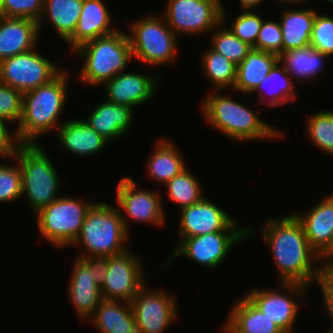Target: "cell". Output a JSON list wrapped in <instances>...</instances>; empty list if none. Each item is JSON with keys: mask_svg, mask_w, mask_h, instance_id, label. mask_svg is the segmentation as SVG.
<instances>
[{"mask_svg": "<svg viewBox=\"0 0 333 333\" xmlns=\"http://www.w3.org/2000/svg\"><path fill=\"white\" fill-rule=\"evenodd\" d=\"M266 219L259 230L248 225V240L259 234L279 283H298L312 288L324 261L308 243L301 222L292 212Z\"/></svg>", "mask_w": 333, "mask_h": 333, "instance_id": "obj_1", "label": "cell"}, {"mask_svg": "<svg viewBox=\"0 0 333 333\" xmlns=\"http://www.w3.org/2000/svg\"><path fill=\"white\" fill-rule=\"evenodd\" d=\"M229 93L231 90H211L201 99L198 110L209 128L239 144L285 140V130L268 123L260 116V111L264 112L262 107L259 111H254L251 104L238 101Z\"/></svg>", "mask_w": 333, "mask_h": 333, "instance_id": "obj_2", "label": "cell"}, {"mask_svg": "<svg viewBox=\"0 0 333 333\" xmlns=\"http://www.w3.org/2000/svg\"><path fill=\"white\" fill-rule=\"evenodd\" d=\"M70 68H64L48 83L23 94L22 116L15 128L20 143H41L44 136L56 133L68 119L63 114H67L65 109L69 107L68 87L73 76Z\"/></svg>", "mask_w": 333, "mask_h": 333, "instance_id": "obj_3", "label": "cell"}, {"mask_svg": "<svg viewBox=\"0 0 333 333\" xmlns=\"http://www.w3.org/2000/svg\"><path fill=\"white\" fill-rule=\"evenodd\" d=\"M69 55L75 56V61L78 59L77 64L81 65L77 81L95 89L127 71L134 60L127 32L123 28L89 41Z\"/></svg>", "mask_w": 333, "mask_h": 333, "instance_id": "obj_4", "label": "cell"}, {"mask_svg": "<svg viewBox=\"0 0 333 333\" xmlns=\"http://www.w3.org/2000/svg\"><path fill=\"white\" fill-rule=\"evenodd\" d=\"M46 151L41 143H21L13 156L21 170L22 200L32 216L62 196L65 178Z\"/></svg>", "mask_w": 333, "mask_h": 333, "instance_id": "obj_5", "label": "cell"}, {"mask_svg": "<svg viewBox=\"0 0 333 333\" xmlns=\"http://www.w3.org/2000/svg\"><path fill=\"white\" fill-rule=\"evenodd\" d=\"M113 203L97 200L87 212L81 232L72 248H79L75 257H111L129 249L131 239Z\"/></svg>", "mask_w": 333, "mask_h": 333, "instance_id": "obj_6", "label": "cell"}, {"mask_svg": "<svg viewBox=\"0 0 333 333\" xmlns=\"http://www.w3.org/2000/svg\"><path fill=\"white\" fill-rule=\"evenodd\" d=\"M127 32L134 61L148 66H172L179 58V37L159 13L128 21Z\"/></svg>", "mask_w": 333, "mask_h": 333, "instance_id": "obj_7", "label": "cell"}, {"mask_svg": "<svg viewBox=\"0 0 333 333\" xmlns=\"http://www.w3.org/2000/svg\"><path fill=\"white\" fill-rule=\"evenodd\" d=\"M97 200L62 195L33 217L41 239L55 249H69L79 236L87 212Z\"/></svg>", "mask_w": 333, "mask_h": 333, "instance_id": "obj_8", "label": "cell"}, {"mask_svg": "<svg viewBox=\"0 0 333 333\" xmlns=\"http://www.w3.org/2000/svg\"><path fill=\"white\" fill-rule=\"evenodd\" d=\"M248 239V231H219L185 239H175L172 251L157 270H167L178 259L187 258L197 265L216 270L230 252ZM177 240V241H176ZM244 241V242H243Z\"/></svg>", "mask_w": 333, "mask_h": 333, "instance_id": "obj_9", "label": "cell"}, {"mask_svg": "<svg viewBox=\"0 0 333 333\" xmlns=\"http://www.w3.org/2000/svg\"><path fill=\"white\" fill-rule=\"evenodd\" d=\"M116 185V196H114L116 201L113 202L116 203L123 225L129 234L130 222L151 225L155 228L165 227L168 212L165 210L167 207L160 189L140 187L135 178L127 175L122 176Z\"/></svg>", "mask_w": 333, "mask_h": 333, "instance_id": "obj_10", "label": "cell"}, {"mask_svg": "<svg viewBox=\"0 0 333 333\" xmlns=\"http://www.w3.org/2000/svg\"><path fill=\"white\" fill-rule=\"evenodd\" d=\"M278 285L279 289L251 287L244 295L284 333L295 332L301 303L310 287L298 283Z\"/></svg>", "mask_w": 333, "mask_h": 333, "instance_id": "obj_11", "label": "cell"}, {"mask_svg": "<svg viewBox=\"0 0 333 333\" xmlns=\"http://www.w3.org/2000/svg\"><path fill=\"white\" fill-rule=\"evenodd\" d=\"M160 13L179 37H203L222 21V0H165Z\"/></svg>", "mask_w": 333, "mask_h": 333, "instance_id": "obj_12", "label": "cell"}, {"mask_svg": "<svg viewBox=\"0 0 333 333\" xmlns=\"http://www.w3.org/2000/svg\"><path fill=\"white\" fill-rule=\"evenodd\" d=\"M171 290L147 282L131 303L138 333H166L178 323V300Z\"/></svg>", "mask_w": 333, "mask_h": 333, "instance_id": "obj_13", "label": "cell"}, {"mask_svg": "<svg viewBox=\"0 0 333 333\" xmlns=\"http://www.w3.org/2000/svg\"><path fill=\"white\" fill-rule=\"evenodd\" d=\"M39 47L0 61V82L24 94L55 78L65 66L43 55Z\"/></svg>", "mask_w": 333, "mask_h": 333, "instance_id": "obj_14", "label": "cell"}, {"mask_svg": "<svg viewBox=\"0 0 333 333\" xmlns=\"http://www.w3.org/2000/svg\"><path fill=\"white\" fill-rule=\"evenodd\" d=\"M177 214L176 239L219 231H248V224L239 222V219L206 196L196 204L179 210Z\"/></svg>", "mask_w": 333, "mask_h": 333, "instance_id": "obj_15", "label": "cell"}, {"mask_svg": "<svg viewBox=\"0 0 333 333\" xmlns=\"http://www.w3.org/2000/svg\"><path fill=\"white\" fill-rule=\"evenodd\" d=\"M131 247L124 253L108 257V270L100 286L102 299L131 302L148 282L143 259Z\"/></svg>", "mask_w": 333, "mask_h": 333, "instance_id": "obj_16", "label": "cell"}, {"mask_svg": "<svg viewBox=\"0 0 333 333\" xmlns=\"http://www.w3.org/2000/svg\"><path fill=\"white\" fill-rule=\"evenodd\" d=\"M153 73V74H151ZM150 74L137 71H124L117 74L103 86L104 98L115 104L132 108L135 112L155 99L163 79L162 72Z\"/></svg>", "mask_w": 333, "mask_h": 333, "instance_id": "obj_17", "label": "cell"}, {"mask_svg": "<svg viewBox=\"0 0 333 333\" xmlns=\"http://www.w3.org/2000/svg\"><path fill=\"white\" fill-rule=\"evenodd\" d=\"M320 199L292 213L301 222L310 246L323 260H333V191Z\"/></svg>", "mask_w": 333, "mask_h": 333, "instance_id": "obj_18", "label": "cell"}, {"mask_svg": "<svg viewBox=\"0 0 333 333\" xmlns=\"http://www.w3.org/2000/svg\"><path fill=\"white\" fill-rule=\"evenodd\" d=\"M72 262L67 288H65L66 298L78 319L87 322L102 300L101 289L88 265L81 258L75 257Z\"/></svg>", "mask_w": 333, "mask_h": 333, "instance_id": "obj_19", "label": "cell"}, {"mask_svg": "<svg viewBox=\"0 0 333 333\" xmlns=\"http://www.w3.org/2000/svg\"><path fill=\"white\" fill-rule=\"evenodd\" d=\"M54 135L57 148L77 158L97 156L112 145L79 117L68 118L58 127Z\"/></svg>", "mask_w": 333, "mask_h": 333, "instance_id": "obj_20", "label": "cell"}, {"mask_svg": "<svg viewBox=\"0 0 333 333\" xmlns=\"http://www.w3.org/2000/svg\"><path fill=\"white\" fill-rule=\"evenodd\" d=\"M102 99L82 119L113 144L130 133L135 125L136 112L130 107L107 101L104 97Z\"/></svg>", "mask_w": 333, "mask_h": 333, "instance_id": "obj_21", "label": "cell"}, {"mask_svg": "<svg viewBox=\"0 0 333 333\" xmlns=\"http://www.w3.org/2000/svg\"><path fill=\"white\" fill-rule=\"evenodd\" d=\"M104 0H83L82 12L76 29L72 36L65 42L67 52H73L83 44L98 37L114 33L117 27L113 21V14L107 8ZM115 24V25H114Z\"/></svg>", "mask_w": 333, "mask_h": 333, "instance_id": "obj_22", "label": "cell"}, {"mask_svg": "<svg viewBox=\"0 0 333 333\" xmlns=\"http://www.w3.org/2000/svg\"><path fill=\"white\" fill-rule=\"evenodd\" d=\"M145 163V177L157 185L164 186L179 175L189 164L178 144L168 137H158Z\"/></svg>", "mask_w": 333, "mask_h": 333, "instance_id": "obj_23", "label": "cell"}, {"mask_svg": "<svg viewBox=\"0 0 333 333\" xmlns=\"http://www.w3.org/2000/svg\"><path fill=\"white\" fill-rule=\"evenodd\" d=\"M40 40L38 21L0 16V61L37 47Z\"/></svg>", "mask_w": 333, "mask_h": 333, "instance_id": "obj_24", "label": "cell"}, {"mask_svg": "<svg viewBox=\"0 0 333 333\" xmlns=\"http://www.w3.org/2000/svg\"><path fill=\"white\" fill-rule=\"evenodd\" d=\"M330 57L314 49L311 45L289 49L279 55V63L298 85L317 83L323 79ZM315 81V82H314ZM298 82V83H297ZM302 83V85H301Z\"/></svg>", "mask_w": 333, "mask_h": 333, "instance_id": "obj_25", "label": "cell"}, {"mask_svg": "<svg viewBox=\"0 0 333 333\" xmlns=\"http://www.w3.org/2000/svg\"><path fill=\"white\" fill-rule=\"evenodd\" d=\"M296 87L292 77L278 62L250 94L253 97L258 93L257 103L254 104L253 99L249 100V103L253 102L252 106L265 105L262 107L264 110L266 108H269V110L278 109V107L282 110L287 104L293 107V103H296L299 98Z\"/></svg>", "mask_w": 333, "mask_h": 333, "instance_id": "obj_26", "label": "cell"}, {"mask_svg": "<svg viewBox=\"0 0 333 333\" xmlns=\"http://www.w3.org/2000/svg\"><path fill=\"white\" fill-rule=\"evenodd\" d=\"M222 333H284L266 317L244 294L236 298L229 308Z\"/></svg>", "mask_w": 333, "mask_h": 333, "instance_id": "obj_27", "label": "cell"}, {"mask_svg": "<svg viewBox=\"0 0 333 333\" xmlns=\"http://www.w3.org/2000/svg\"><path fill=\"white\" fill-rule=\"evenodd\" d=\"M297 7V8H296ZM279 11L283 52L310 45V36L317 10L311 7L285 6Z\"/></svg>", "mask_w": 333, "mask_h": 333, "instance_id": "obj_28", "label": "cell"}, {"mask_svg": "<svg viewBox=\"0 0 333 333\" xmlns=\"http://www.w3.org/2000/svg\"><path fill=\"white\" fill-rule=\"evenodd\" d=\"M97 333H138L131 303L102 299L87 321Z\"/></svg>", "mask_w": 333, "mask_h": 333, "instance_id": "obj_29", "label": "cell"}, {"mask_svg": "<svg viewBox=\"0 0 333 333\" xmlns=\"http://www.w3.org/2000/svg\"><path fill=\"white\" fill-rule=\"evenodd\" d=\"M278 62L277 54L252 49L237 66L236 80L231 92L249 97Z\"/></svg>", "mask_w": 333, "mask_h": 333, "instance_id": "obj_30", "label": "cell"}, {"mask_svg": "<svg viewBox=\"0 0 333 333\" xmlns=\"http://www.w3.org/2000/svg\"><path fill=\"white\" fill-rule=\"evenodd\" d=\"M82 6L83 0H44L43 14L38 21L40 35L48 22L59 35L58 38L65 43L76 29Z\"/></svg>", "mask_w": 333, "mask_h": 333, "instance_id": "obj_31", "label": "cell"}, {"mask_svg": "<svg viewBox=\"0 0 333 333\" xmlns=\"http://www.w3.org/2000/svg\"><path fill=\"white\" fill-rule=\"evenodd\" d=\"M200 70L211 85V90H233L237 65L209 46L202 50Z\"/></svg>", "mask_w": 333, "mask_h": 333, "instance_id": "obj_32", "label": "cell"}, {"mask_svg": "<svg viewBox=\"0 0 333 333\" xmlns=\"http://www.w3.org/2000/svg\"><path fill=\"white\" fill-rule=\"evenodd\" d=\"M163 188L166 190V198L174 203L177 212L185 207L196 204L207 196L200 179L188 166L179 175L168 181Z\"/></svg>", "mask_w": 333, "mask_h": 333, "instance_id": "obj_33", "label": "cell"}, {"mask_svg": "<svg viewBox=\"0 0 333 333\" xmlns=\"http://www.w3.org/2000/svg\"><path fill=\"white\" fill-rule=\"evenodd\" d=\"M305 136L322 154L333 157V110L316 111L306 116Z\"/></svg>", "mask_w": 333, "mask_h": 333, "instance_id": "obj_34", "label": "cell"}, {"mask_svg": "<svg viewBox=\"0 0 333 333\" xmlns=\"http://www.w3.org/2000/svg\"><path fill=\"white\" fill-rule=\"evenodd\" d=\"M208 37L211 39L209 47L237 66L253 49L248 43L236 37L222 21L211 31Z\"/></svg>", "mask_w": 333, "mask_h": 333, "instance_id": "obj_35", "label": "cell"}, {"mask_svg": "<svg viewBox=\"0 0 333 333\" xmlns=\"http://www.w3.org/2000/svg\"><path fill=\"white\" fill-rule=\"evenodd\" d=\"M224 1L222 0V22L236 37L253 47L256 44L264 20L263 15L258 14L257 10L256 12L255 10H241L238 14H235V17H230Z\"/></svg>", "mask_w": 333, "mask_h": 333, "instance_id": "obj_36", "label": "cell"}, {"mask_svg": "<svg viewBox=\"0 0 333 333\" xmlns=\"http://www.w3.org/2000/svg\"><path fill=\"white\" fill-rule=\"evenodd\" d=\"M20 199L22 200V175L19 163L13 157L0 159V204Z\"/></svg>", "mask_w": 333, "mask_h": 333, "instance_id": "obj_37", "label": "cell"}, {"mask_svg": "<svg viewBox=\"0 0 333 333\" xmlns=\"http://www.w3.org/2000/svg\"><path fill=\"white\" fill-rule=\"evenodd\" d=\"M314 19L310 36V45L330 58L333 57V17L332 15L318 12Z\"/></svg>", "mask_w": 333, "mask_h": 333, "instance_id": "obj_38", "label": "cell"}, {"mask_svg": "<svg viewBox=\"0 0 333 333\" xmlns=\"http://www.w3.org/2000/svg\"><path fill=\"white\" fill-rule=\"evenodd\" d=\"M252 48L274 53L278 56L283 52V39L279 19L264 18L256 44Z\"/></svg>", "mask_w": 333, "mask_h": 333, "instance_id": "obj_39", "label": "cell"}, {"mask_svg": "<svg viewBox=\"0 0 333 333\" xmlns=\"http://www.w3.org/2000/svg\"><path fill=\"white\" fill-rule=\"evenodd\" d=\"M44 0H0V16L27 18L39 21Z\"/></svg>", "mask_w": 333, "mask_h": 333, "instance_id": "obj_40", "label": "cell"}, {"mask_svg": "<svg viewBox=\"0 0 333 333\" xmlns=\"http://www.w3.org/2000/svg\"><path fill=\"white\" fill-rule=\"evenodd\" d=\"M23 94L0 82V118L16 128L22 116Z\"/></svg>", "mask_w": 333, "mask_h": 333, "instance_id": "obj_41", "label": "cell"}, {"mask_svg": "<svg viewBox=\"0 0 333 333\" xmlns=\"http://www.w3.org/2000/svg\"><path fill=\"white\" fill-rule=\"evenodd\" d=\"M313 286H318L322 295V306L324 312L331 319V326L325 330L333 332V276L323 267L321 274Z\"/></svg>", "mask_w": 333, "mask_h": 333, "instance_id": "obj_42", "label": "cell"}, {"mask_svg": "<svg viewBox=\"0 0 333 333\" xmlns=\"http://www.w3.org/2000/svg\"><path fill=\"white\" fill-rule=\"evenodd\" d=\"M13 126L9 121L0 118V159L12 158L19 145L16 129H10Z\"/></svg>", "mask_w": 333, "mask_h": 333, "instance_id": "obj_43", "label": "cell"}, {"mask_svg": "<svg viewBox=\"0 0 333 333\" xmlns=\"http://www.w3.org/2000/svg\"><path fill=\"white\" fill-rule=\"evenodd\" d=\"M81 258L93 273L96 282L101 286L108 270V257H78Z\"/></svg>", "mask_w": 333, "mask_h": 333, "instance_id": "obj_44", "label": "cell"}, {"mask_svg": "<svg viewBox=\"0 0 333 333\" xmlns=\"http://www.w3.org/2000/svg\"><path fill=\"white\" fill-rule=\"evenodd\" d=\"M265 0H238L240 9L238 10H255L260 9L264 5Z\"/></svg>", "mask_w": 333, "mask_h": 333, "instance_id": "obj_45", "label": "cell"}, {"mask_svg": "<svg viewBox=\"0 0 333 333\" xmlns=\"http://www.w3.org/2000/svg\"><path fill=\"white\" fill-rule=\"evenodd\" d=\"M310 1H313V0H274L273 2L284 5V7L286 5H288V7H289L291 5H293V6H304V4L306 5V4H308V2L312 3Z\"/></svg>", "mask_w": 333, "mask_h": 333, "instance_id": "obj_46", "label": "cell"}, {"mask_svg": "<svg viewBox=\"0 0 333 333\" xmlns=\"http://www.w3.org/2000/svg\"><path fill=\"white\" fill-rule=\"evenodd\" d=\"M324 268L333 276V260H323Z\"/></svg>", "mask_w": 333, "mask_h": 333, "instance_id": "obj_47", "label": "cell"}, {"mask_svg": "<svg viewBox=\"0 0 333 333\" xmlns=\"http://www.w3.org/2000/svg\"><path fill=\"white\" fill-rule=\"evenodd\" d=\"M321 1V3L323 2H325L324 4H329V5H332L333 6V0H320Z\"/></svg>", "mask_w": 333, "mask_h": 333, "instance_id": "obj_48", "label": "cell"}]
</instances>
